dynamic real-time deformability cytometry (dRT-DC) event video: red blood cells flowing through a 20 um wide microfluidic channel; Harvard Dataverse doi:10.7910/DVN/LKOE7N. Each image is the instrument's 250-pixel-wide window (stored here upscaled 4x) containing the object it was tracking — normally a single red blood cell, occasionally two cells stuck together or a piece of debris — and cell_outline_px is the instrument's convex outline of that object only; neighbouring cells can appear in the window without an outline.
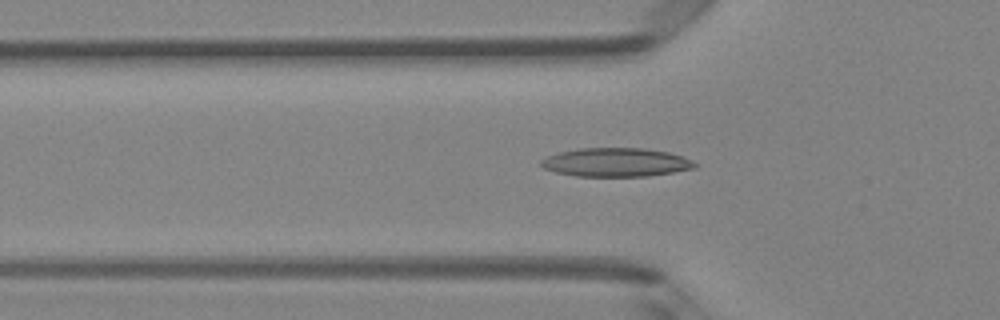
{"species": "Egyptian fruit bat (a non-hibernating species)", "species_latin": "Rousettus aegyptiacus", "temperature_condition": "room temperature", "stored_images_in_passage": 43, "camera_frame_rate_fps": 3000, "um_per_image_px": 0.085, "animal": {"sex": "female"}, "frame": {"image": 1, "passage_image": 15, "time_ms": 4.667, "image_size_px": [1000, 320], "cell_outline_px": [[700, 164], [696, 168], [648, 176], [576, 176], [556, 172], [544, 168], [540, 164], [540, 160], [544, 156], [556, 152], [576, 148], [644, 148], [668, 152], [684, 156]], "centroid_in_image_um": [52.35, 13.78], "position_along_channel_um": 73.5, "area_um2": 26.07}}
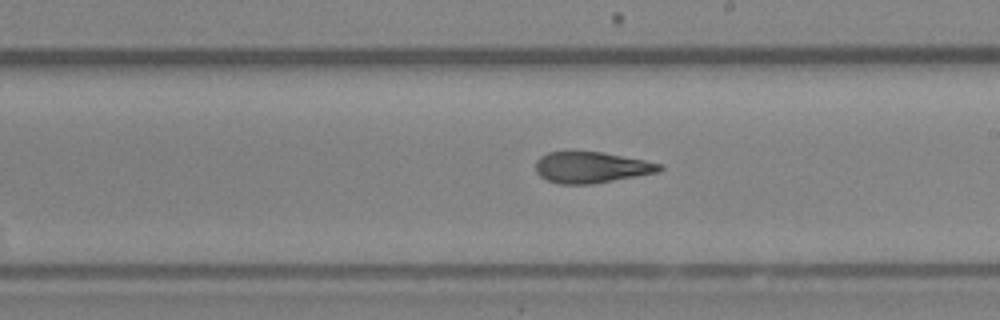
{"frame": {"image": 2, "passage_image": 27, "time_ms": 8.667, "image_size_px": [1000, 320], "cell_outline_px": [[664, 168], [660, 172], [592, 184], [560, 184], [548, 180], [540, 176], [536, 172], [536, 160], [540, 156], [548, 152], [600, 152], [644, 160], [664, 164]], "centroid_in_image_um": [50.29, 14.23], "position_along_channel_um": 238.7, "area_um2": 22.43}}
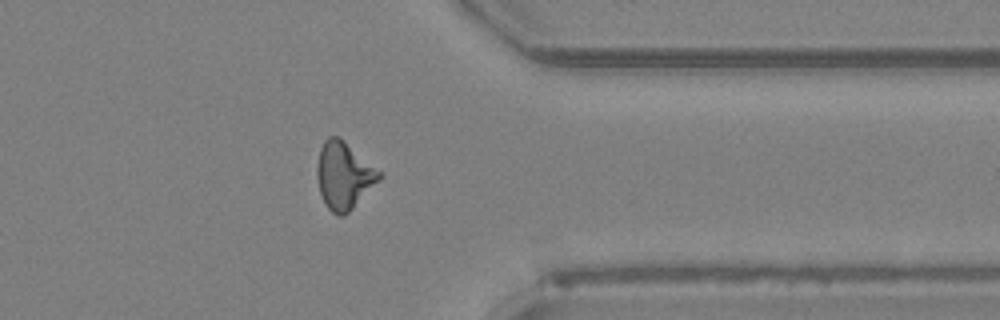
{"frame": {"image": 3, "passage_image": 38, "time_ms": 12.333, "image_size_px": [1000, 320], "cell_outline_px": [[384, 176], [344, 216], [336, 216], [324, 204], [320, 192], [316, 176], [316, 168], [320, 148], [324, 140], [328, 136], [336, 136], [384, 172]], "centroid_in_image_um": [29.24, 14.93], "position_along_channel_um": 382.2, "area_um2": 24.39}}